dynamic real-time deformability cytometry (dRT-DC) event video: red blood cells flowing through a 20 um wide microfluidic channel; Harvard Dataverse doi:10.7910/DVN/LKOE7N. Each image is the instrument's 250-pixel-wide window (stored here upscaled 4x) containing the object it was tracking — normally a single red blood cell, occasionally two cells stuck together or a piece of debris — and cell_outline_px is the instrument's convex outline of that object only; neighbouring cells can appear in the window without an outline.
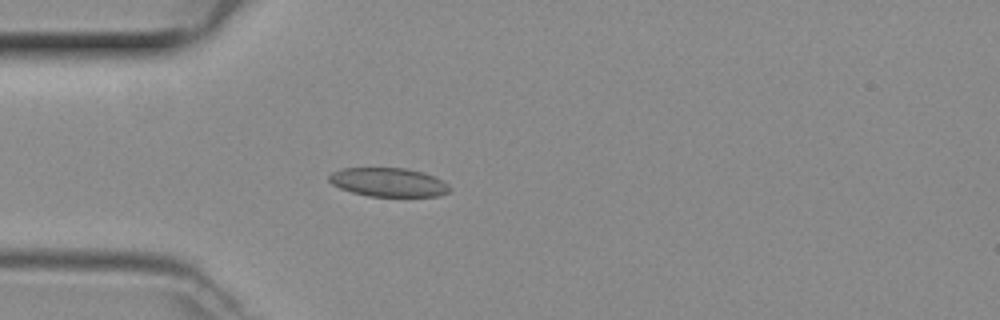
{"species": "common noctule bat (a hibernating species)", "species_latin": "Nyctalus noctula", "temperature_condition": "room temperature", "stored_images_in_passage": 48, "camera_frame_rate_fps": 3000, "um_per_image_px": 0.085, "animal": {"sex": "female", "body_mass_g": 29.2, "forearm_length_mm": 56.3}, "frame": {"image": 1, "passage_image": 13, "time_ms": 4.0, "image_size_px": [1000, 320], "cell_outline_px": [[452, 188], [448, 192], [440, 196], [368, 196], [352, 192], [340, 188], [332, 184], [328, 180], [328, 176], [332, 172], [340, 168], [404, 168], [424, 172], [448, 184]], "centroid_in_image_um": [33.0, 15.49], "position_along_channel_um": 52.0, "area_um2": 20.23}}
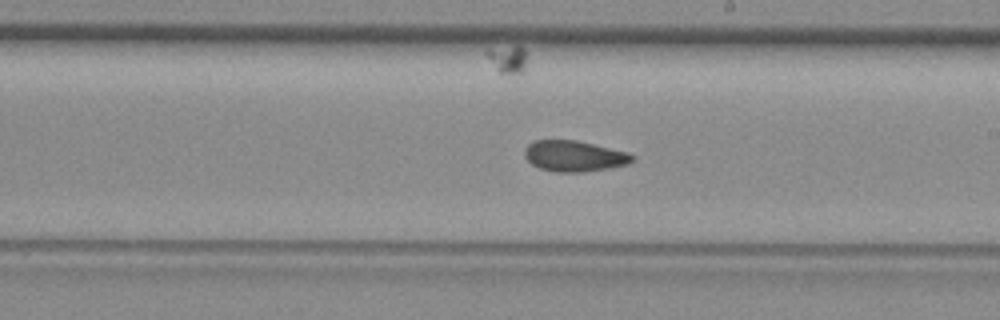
{"frame": {"image": 2, "passage_image": 27, "time_ms": 8.667, "image_size_px": [1000, 320], "cell_outline_px": [[636, 160], [628, 164], [608, 168], [584, 172], [552, 172], [540, 168], [532, 164], [524, 156], [524, 148], [528, 144], [536, 140], [576, 140], [628, 152], [636, 156]], "centroid_in_image_um": [48.82, 13.27], "position_along_channel_um": 240.2, "area_um2": 19.54}}
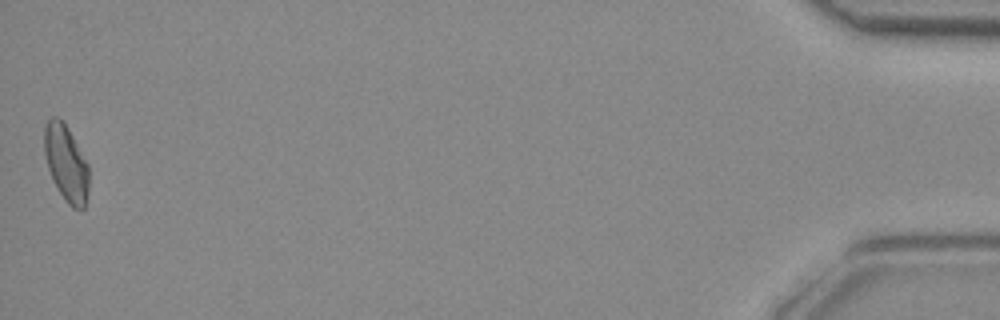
{"frame": {"image": 3, "passage_image": 48, "time_ms": 15.667, "image_size_px": [1000, 320], "cell_outline_px": [[88, 192], [84, 208], [72, 208], [64, 200], [52, 180], [48, 168], [44, 152], [44, 124], [52, 116], [56, 116], [68, 128], [88, 164]], "centroid_in_image_um": [5.6, 13.87], "position_along_channel_um": 429.6, "area_um2": 19.77}}